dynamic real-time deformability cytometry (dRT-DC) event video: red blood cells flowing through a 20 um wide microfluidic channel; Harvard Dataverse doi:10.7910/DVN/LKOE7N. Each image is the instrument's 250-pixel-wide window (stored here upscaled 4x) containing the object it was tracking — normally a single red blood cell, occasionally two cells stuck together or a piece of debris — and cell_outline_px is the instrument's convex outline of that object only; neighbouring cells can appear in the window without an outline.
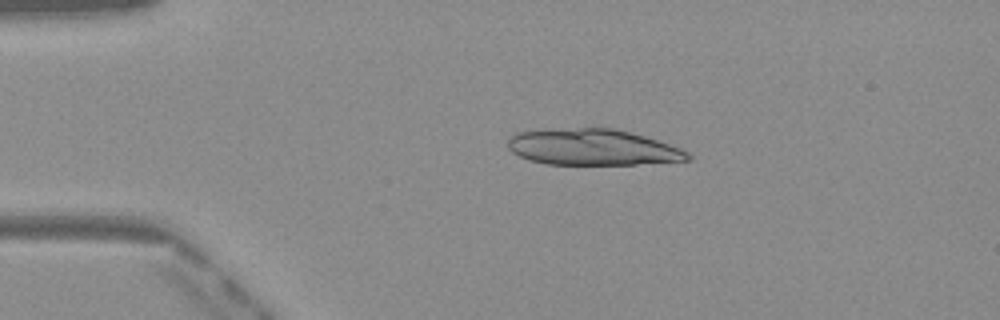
{"species": "Egyptian fruit bat (a non-hibernating species)", "species_latin": "Rousettus aegyptiacus", "temperature_condition": "warm", "stored_images_in_passage": 48, "segment_of_instrument_passage": [1, 2], "camera_frame_rate_fps": 3000, "um_per_image_px": 0.085, "frame": {"image": 1, "passage_image": 10, "time_ms": 3.0, "image_size_px": [1000, 320], "cell_outline_px": [[692, 160], [636, 164], [548, 164], [528, 160], [512, 152], [508, 148], [508, 136], [516, 132], [544, 128], [616, 128], [644, 136], [680, 148], [688, 152], [692, 156]], "centroid_in_image_um": [50.32, 12.5], "position_along_channel_um": 34.7, "area_um2": 38.21}}